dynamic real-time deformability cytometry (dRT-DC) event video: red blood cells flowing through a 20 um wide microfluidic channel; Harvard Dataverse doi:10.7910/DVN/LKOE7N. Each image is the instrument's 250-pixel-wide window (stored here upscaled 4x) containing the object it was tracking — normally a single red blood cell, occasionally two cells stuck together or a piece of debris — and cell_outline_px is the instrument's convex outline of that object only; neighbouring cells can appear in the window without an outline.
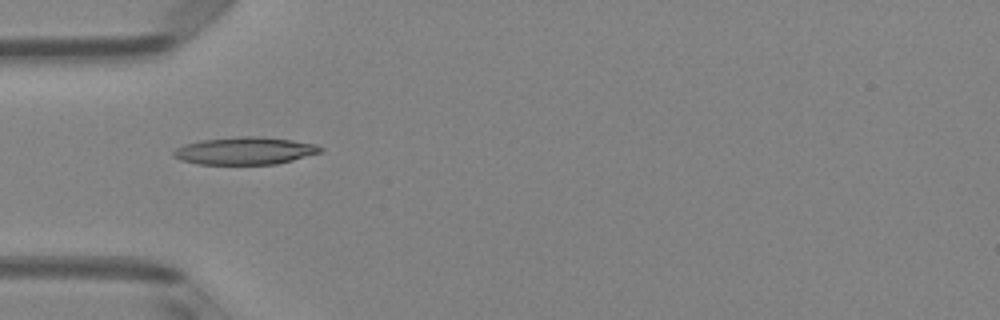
{"species": "Egyptian fruit bat (a non-hibernating species)", "species_latin": "Rousettus aegyptiacus", "temperature_condition": "room temperature", "stored_images_in_passage": 7, "camera_frame_rate_fps": 3000, "um_per_image_px": 0.085, "animal": {"sex": "female"}, "frame": {"image": 1, "passage_image": 4, "time_ms": 1.0, "image_size_px": [1000, 320], "cell_outline_px": [[324, 148], [320, 152], [292, 160], [276, 164], [196, 164], [180, 160], [172, 156], [172, 152], [176, 148], [184, 144], [200, 140], [240, 136], [260, 136], [292, 140], [316, 144]], "centroid_in_image_um": [20.77, 12.81], "position_along_channel_um": 64.2, "area_um2": 23.58}}
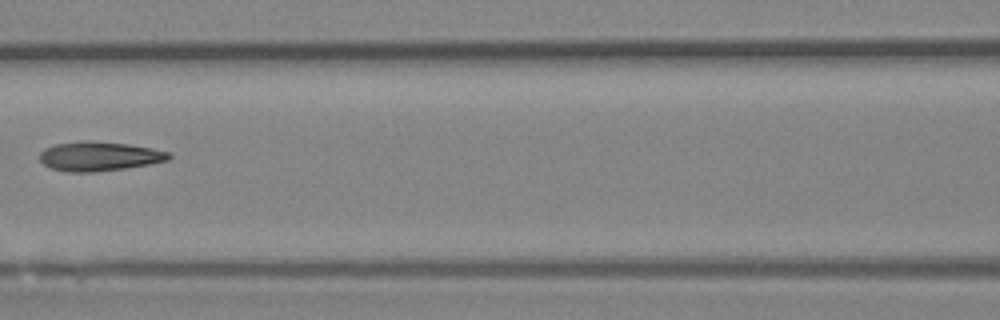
{"frame": {"image": 2, "passage_image": 6, "time_ms": 1.667, "image_size_px": [1000, 320], "cell_outline_px": [[172, 156], [168, 160], [148, 164], [124, 168], [96, 172], [68, 172], [52, 168], [44, 164], [40, 160], [40, 152], [44, 148], [56, 144], [84, 140], [128, 144], [152, 148], [172, 152]], "centroid_in_image_um": [8.44, 13.28], "position_along_channel_um": 158.2, "area_um2": 22.02}}
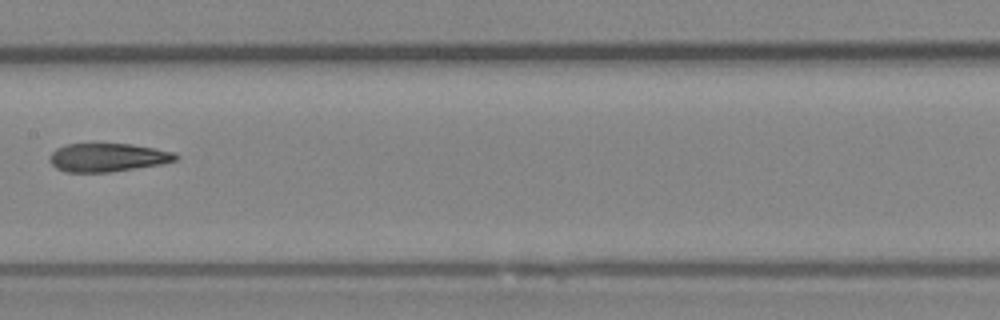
{"frame": {"image": 3, "passage_image": 7, "time_ms": 2.0, "image_size_px": [1000, 320], "cell_outline_px": [[180, 156], [176, 160], [160, 164], [108, 172], [64, 172], [56, 168], [48, 160], [52, 152], [56, 148], [64, 144], [132, 144], [156, 148], [176, 152]], "centroid_in_image_um": [9.15, 13.37], "position_along_channel_um": 198.3, "area_um2": 20.92}}